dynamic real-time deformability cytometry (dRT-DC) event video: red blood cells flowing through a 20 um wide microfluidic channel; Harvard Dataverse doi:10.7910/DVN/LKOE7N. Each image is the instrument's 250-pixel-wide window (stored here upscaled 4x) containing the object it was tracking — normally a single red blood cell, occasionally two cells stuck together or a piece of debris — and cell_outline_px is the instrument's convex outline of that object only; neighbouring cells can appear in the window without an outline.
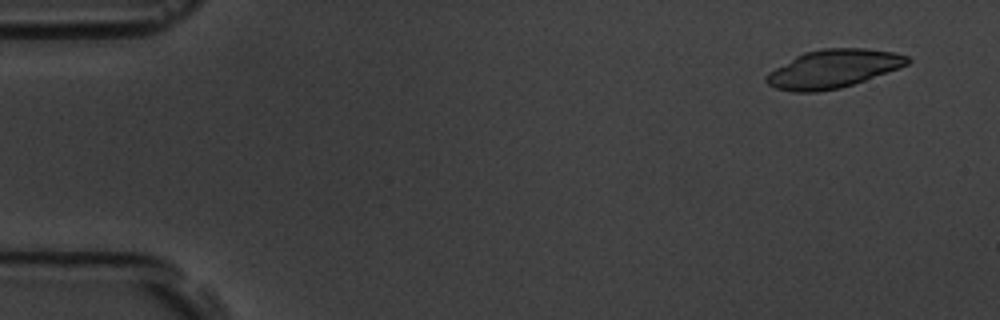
{"species": "common noctule bat (a hibernating species)", "species_latin": "Nyctalus noctula", "temperature_condition": "room temperature", "stored_images_in_passage": 4, "camera_frame_rate_fps": 3000, "um_per_image_px": 0.085, "animal": {"sex": "male", "body_mass_g": 19.5, "forearm_length_mm": 54.6}, "frame": {"image": 1, "passage_image": 1, "time_ms": 0.0, "image_size_px": [1000, 320], "cell_outline_px": [[912, 60], [908, 64], [900, 68], [840, 88], [816, 92], [792, 92], [776, 88], [768, 84], [764, 80], [764, 76], [768, 72], [796, 56], [804, 52], [824, 48], [864, 48], [892, 52], [908, 56]], "centroid_in_image_um": [70.8, 5.85], "position_along_channel_um": 14.2, "area_um2": 31.39}}